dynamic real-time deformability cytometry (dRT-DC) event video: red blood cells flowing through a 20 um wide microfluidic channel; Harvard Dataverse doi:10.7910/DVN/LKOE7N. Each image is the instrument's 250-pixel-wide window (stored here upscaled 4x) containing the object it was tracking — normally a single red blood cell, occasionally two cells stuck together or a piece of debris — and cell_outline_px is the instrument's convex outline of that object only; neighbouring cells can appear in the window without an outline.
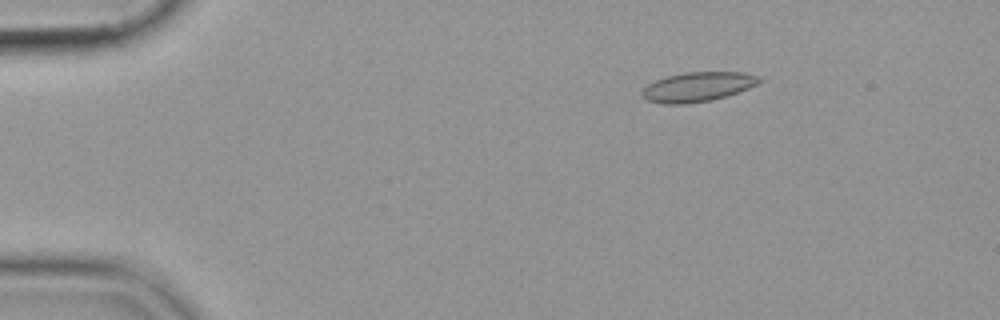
{"species": "common noctule bat (a hibernating species)", "species_latin": "Nyctalus noctula", "temperature_condition": "cold", "stored_images_in_passage": 55, "camera_frame_rate_fps": 3000, "um_per_image_px": 0.085, "animal": {"sex": "female", "body_mass_g": 19.9}, "frame": {"image": 1, "passage_image": 9, "time_ms": 2.667, "image_size_px": [1000, 320], "cell_outline_px": [[764, 80], [760, 84], [728, 96], [712, 100], [688, 104], [664, 104], [648, 100], [640, 96], [640, 92], [648, 84], [664, 76], [684, 72], [744, 72], [760, 76]], "centroid_in_image_um": [59.34, 7.38], "position_along_channel_um": 25.7, "area_um2": 20.63}}
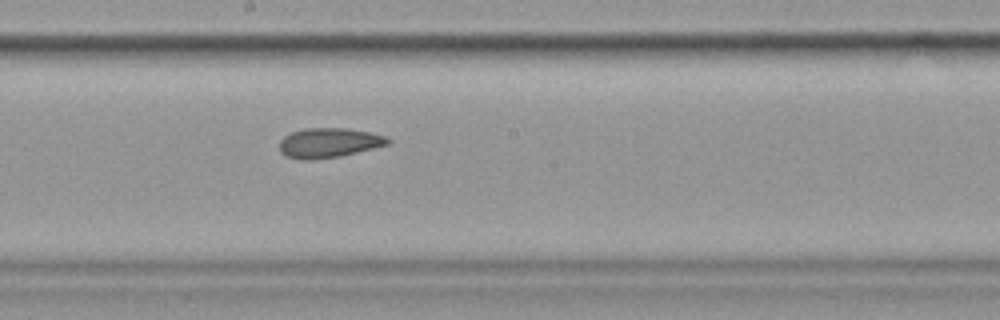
{"frame": {"image": 2, "passage_image": 31, "time_ms": 10.0, "image_size_px": [1000, 320], "cell_outline_px": [[392, 140], [388, 144], [340, 156], [312, 160], [300, 160], [284, 156], [280, 152], [280, 140], [284, 136], [292, 132], [304, 128], [344, 128], [372, 132], [388, 136]], "centroid_in_image_um": [27.94, 12.14], "position_along_channel_um": 220.3, "area_um2": 18.9}}
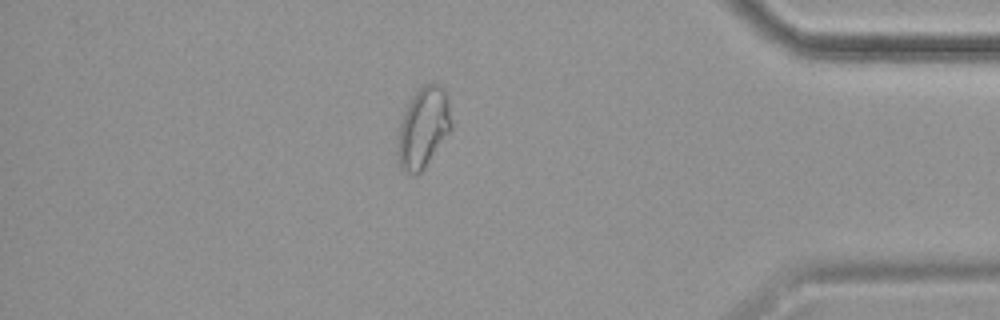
{"frame": {"image": 3, "passage_image": 48, "time_ms": 15.667, "image_size_px": [1000, 320], "cell_outline_px": [[452, 128], [424, 168], [416, 176], [412, 176], [400, 168], [396, 152], [400, 124], [404, 112], [412, 96], [424, 84], [436, 84], [444, 88], [448, 96], [452, 124]], "centroid_in_image_um": [35.97, 10.88], "position_along_channel_um": 399.2, "area_um2": 25.2}}